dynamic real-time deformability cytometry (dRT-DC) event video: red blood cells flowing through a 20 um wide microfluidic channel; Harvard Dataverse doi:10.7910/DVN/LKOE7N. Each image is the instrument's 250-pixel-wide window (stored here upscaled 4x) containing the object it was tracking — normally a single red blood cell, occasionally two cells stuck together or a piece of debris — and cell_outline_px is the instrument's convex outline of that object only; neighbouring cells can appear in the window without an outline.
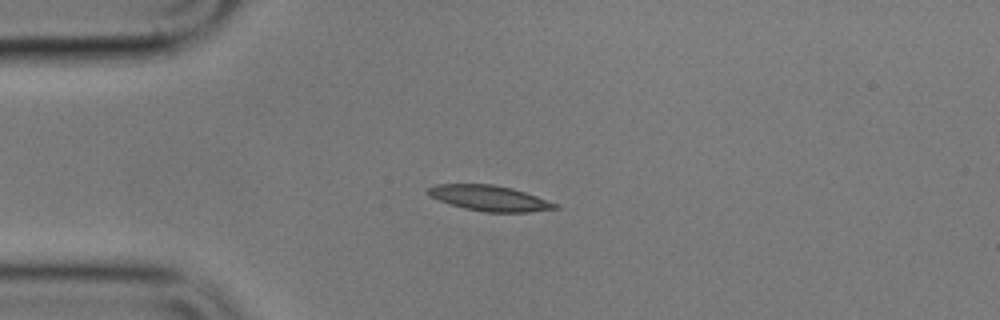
{"species": "common noctule bat (a hibernating species)", "species_latin": "Nyctalus noctula", "temperature_condition": "cold", "stored_images_in_passage": 4, "camera_frame_rate_fps": 3000, "um_per_image_px": 0.085, "animal": {"sex": "male", "body_mass_g": 17.9}, "frame": {"image": 1, "passage_image": 1, "time_ms": 0.0, "image_size_px": [1000, 320], "cell_outline_px": [[560, 208], [528, 212], [484, 212], [464, 208], [428, 196], [428, 188], [436, 184], [492, 184], [512, 188], [536, 196], [556, 204]], "centroid_in_image_um": [41.59, 16.84], "position_along_channel_um": 43.4, "area_um2": 18.61}}
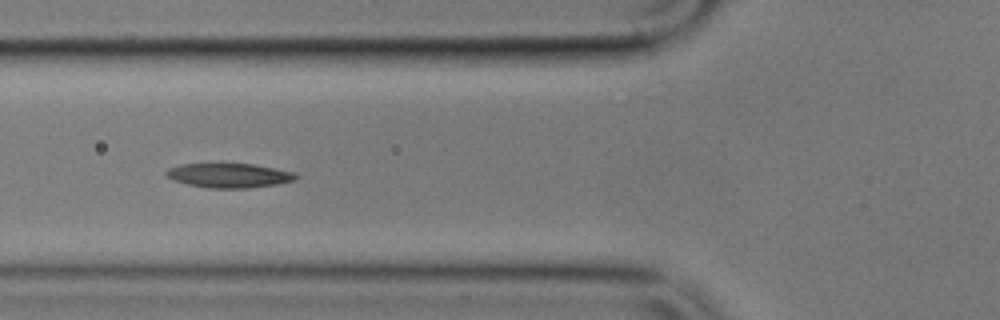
{"frame": {"image": 2, "passage_image": 3, "time_ms": 2.333, "image_size_px": [1000, 320], "cell_outline_px": [[300, 176], [296, 180], [276, 184], [248, 188], [208, 188], [188, 184], [172, 180], [164, 176], [164, 172], [168, 168], [180, 164], [252, 164], [296, 172]], "centroid_in_image_um": [19.46, 14.91], "position_along_channel_um": 106.3, "area_um2": 18.55}}
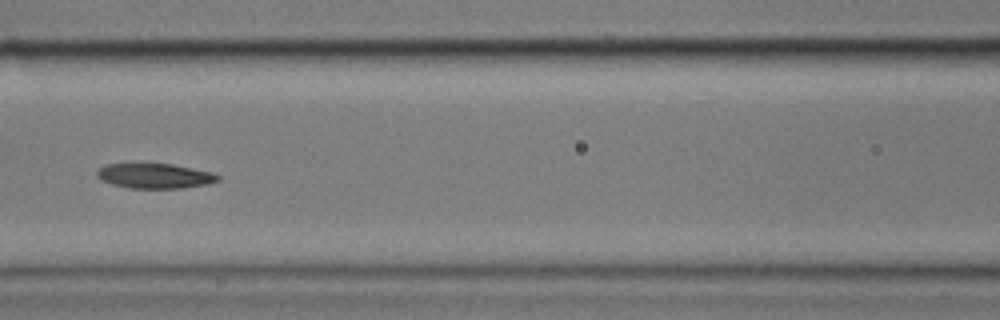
{"frame": {"image": 3, "passage_image": 4, "time_ms": 3.667, "image_size_px": [1000, 320], "cell_outline_px": [[220, 180], [208, 184], [180, 188], [128, 188], [112, 184], [100, 180], [96, 176], [96, 172], [100, 168], [108, 164], [132, 160], [172, 164], [212, 172], [220, 176]], "centroid_in_image_um": [13.09, 14.9], "position_along_channel_um": 153.5, "area_um2": 18.44}}